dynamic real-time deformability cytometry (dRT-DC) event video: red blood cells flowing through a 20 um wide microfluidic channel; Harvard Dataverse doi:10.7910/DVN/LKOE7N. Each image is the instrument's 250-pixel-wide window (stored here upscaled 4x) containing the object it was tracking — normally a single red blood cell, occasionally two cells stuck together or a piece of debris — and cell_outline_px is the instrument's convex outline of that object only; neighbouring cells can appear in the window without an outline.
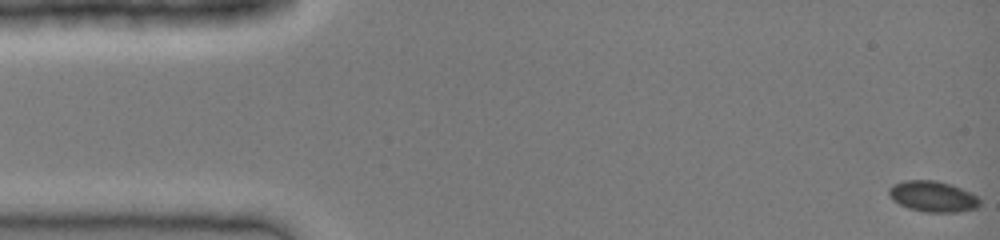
{"species": "common noctule bat (a hibernating species)", "species_latin": "Nyctalus noctula", "temperature_condition": "cold", "stored_images_in_passage": 42, "camera_frame_rate_fps": 3000, "um_per_image_px": 0.085, "animal": {"sex": "female", "body_mass_g": 19.0, "forearm_length_mm": 51.5}, "frame": {"image": 1, "passage_image": 1, "time_ms": 0.0, "image_size_px": [1000, 240], "cell_outline_px": [[980, 204], [976, 208], [960, 212], [924, 212], [908, 208], [892, 200], [888, 192], [888, 188], [892, 184], [904, 180], [936, 180], [952, 184], [976, 196], [980, 200]], "centroid_in_image_um": [79.26, 16.69], "position_along_channel_um": 5.7, "area_um2": 16.42}}
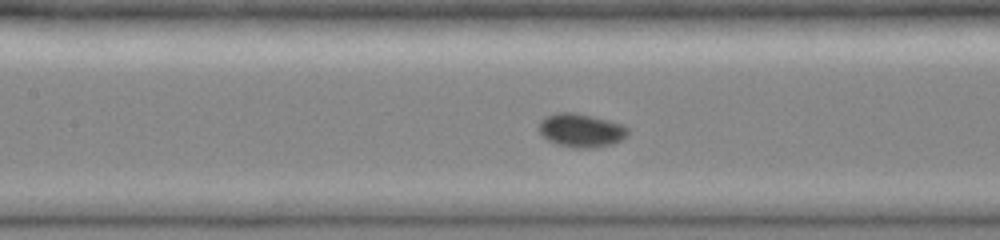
{"frame": {"image": 2, "passage_image": 19, "time_ms": 6.0, "image_size_px": [1000, 240], "cell_outline_px": [[628, 136], [612, 144], [592, 148], [572, 148], [556, 144], [548, 140], [540, 132], [540, 120], [556, 112], [572, 112], [608, 120], [620, 124], [628, 128]], "centroid_in_image_um": [49.4, 11.09], "position_along_channel_um": 158.0, "area_um2": 17.22}}
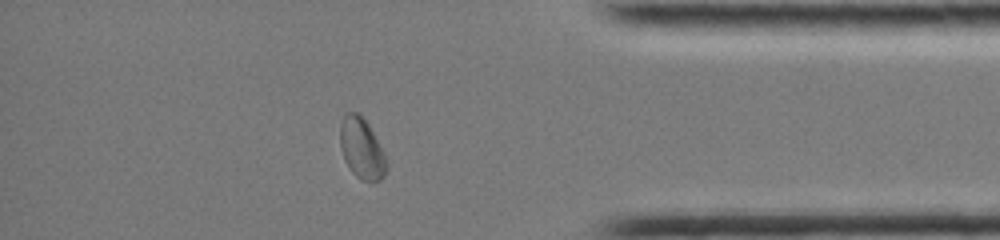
{"frame": {"image": 3, "passage_image": 36, "time_ms": 11.667, "image_size_px": [1000, 240], "cell_outline_px": [[388, 164], [384, 176], [380, 180], [360, 180], [352, 172], [344, 160], [340, 148], [340, 124], [344, 112], [360, 112], [368, 124], [384, 152]], "centroid_in_image_um": [30.73, 12.59], "position_along_channel_um": 404.5, "area_um2": 16.59}}